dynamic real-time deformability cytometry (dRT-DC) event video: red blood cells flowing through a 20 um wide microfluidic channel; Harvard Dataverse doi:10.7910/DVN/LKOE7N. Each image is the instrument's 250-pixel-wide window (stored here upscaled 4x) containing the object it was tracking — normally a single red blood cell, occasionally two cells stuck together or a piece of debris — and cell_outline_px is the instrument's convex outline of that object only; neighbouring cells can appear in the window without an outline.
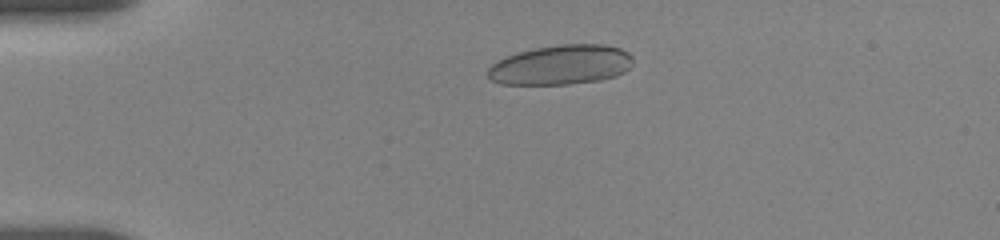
{"species": "human", "species_latin": "Homo sapiens", "temperature_condition": "room temperature", "stored_images_in_passage": 24, "camera_frame_rate_fps": 3000, "um_per_image_px": 0.085, "donor": {"sex": "female"}, "frame": {"image": 1, "passage_image": 5, "time_ms": 2.333, "image_size_px": [1000, 240], "cell_outline_px": [[632, 64], [624, 72], [616, 76], [600, 80], [568, 84], [500, 84], [492, 80], [488, 76], [488, 68], [496, 60], [504, 56], [536, 48], [560, 44], [604, 44], [620, 48], [628, 52], [632, 56]], "centroid_in_image_um": [47.68, 5.51], "position_along_channel_um": 37.3, "area_um2": 33.64}}
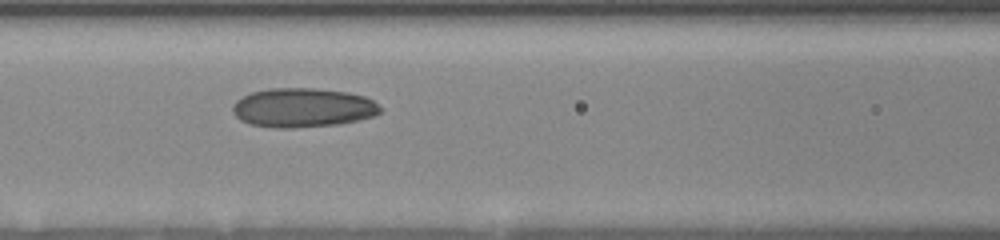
{"frame": {"image": 2, "passage_image": 16, "time_ms": 6.333, "image_size_px": [1000, 240], "cell_outline_px": [[380, 112], [376, 116], [340, 124], [292, 128], [276, 128], [252, 124], [240, 120], [232, 112], [232, 104], [236, 100], [252, 92], [268, 88], [312, 88], [348, 92], [364, 96], [372, 100], [380, 108]], "centroid_in_image_um": [25.73, 9.15], "position_along_channel_um": 140.9, "area_um2": 33.76}}
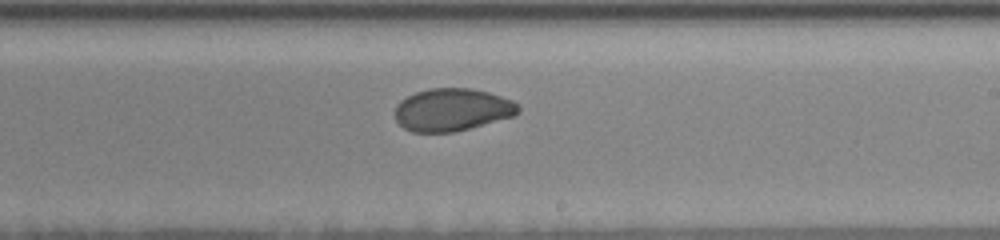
{"frame": {"image": 3, "passage_image": 24, "time_ms": 9.333, "image_size_px": [1000, 240], "cell_outline_px": [[520, 112], [512, 116], [468, 128], [452, 132], [412, 132], [404, 128], [396, 120], [396, 104], [400, 100], [416, 92], [432, 88], [472, 88], [488, 92], [512, 100], [520, 108]], "centroid_in_image_um": [38.41, 9.32], "position_along_channel_um": 250.6, "area_um2": 30.29}}